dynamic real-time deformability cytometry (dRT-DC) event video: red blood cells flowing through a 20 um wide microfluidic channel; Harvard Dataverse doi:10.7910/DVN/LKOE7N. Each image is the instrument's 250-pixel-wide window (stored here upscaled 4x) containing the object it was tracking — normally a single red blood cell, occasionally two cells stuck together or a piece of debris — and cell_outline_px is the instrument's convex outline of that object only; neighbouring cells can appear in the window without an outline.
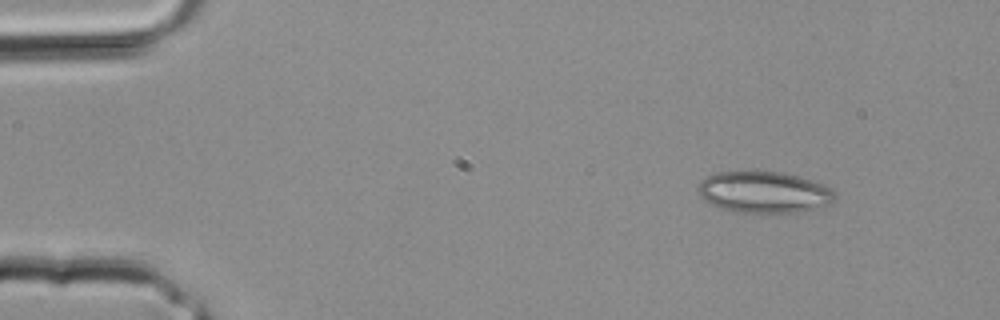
{"species": "common noctule bat (a hibernating species)", "species_latin": "Nyctalus noctula", "temperature_condition": "room temperature", "stored_images_in_passage": 2, "camera_frame_rate_fps": 3000, "um_per_image_px": 0.085, "animal": {"sex": "male", "body_mass_g": 20.4}, "frame": {"image": 1, "passage_image": 1, "time_ms": 0.0, "image_size_px": [1000, 320], "cell_outline_px": [[836, 196], [828, 204], [800, 212], [732, 212], [720, 208], [704, 200], [700, 196], [700, 184], [708, 176], [716, 172], [740, 168], [784, 172], [812, 180], [824, 184], [832, 188], [836, 192]], "centroid_in_image_um": [64.93, 16.28], "position_along_channel_um": 20.1, "area_um2": 33.7}}